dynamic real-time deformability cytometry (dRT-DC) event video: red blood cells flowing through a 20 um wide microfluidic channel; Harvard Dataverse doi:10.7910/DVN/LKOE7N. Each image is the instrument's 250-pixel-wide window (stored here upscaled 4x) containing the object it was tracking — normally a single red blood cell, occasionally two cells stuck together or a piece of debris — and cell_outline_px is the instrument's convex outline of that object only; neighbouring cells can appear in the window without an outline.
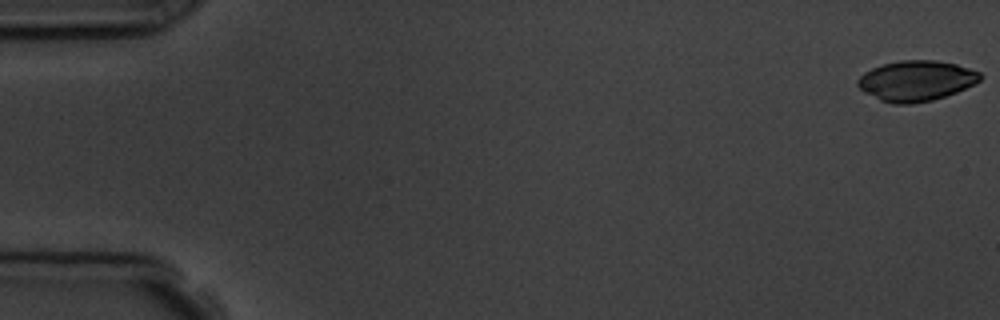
{"species": "common noctule bat (a hibernating species)", "species_latin": "Nyctalus noctula", "temperature_condition": "room temperature", "stored_images_in_passage": 4, "camera_frame_rate_fps": 3000, "um_per_image_px": 0.085, "animal": {"sex": "male", "body_mass_g": 19.5, "forearm_length_mm": 54.6}, "frame": {"image": 1, "passage_image": 1, "time_ms": 0.0, "image_size_px": [1000, 320], "cell_outline_px": [[980, 80], [956, 92], [932, 100], [912, 104], [892, 104], [880, 100], [864, 92], [856, 84], [856, 80], [864, 72], [872, 68], [884, 64], [900, 60], [936, 60], [956, 64], [980, 72]], "centroid_in_image_um": [77.83, 6.87], "position_along_channel_um": 7.2, "area_um2": 28.67}}
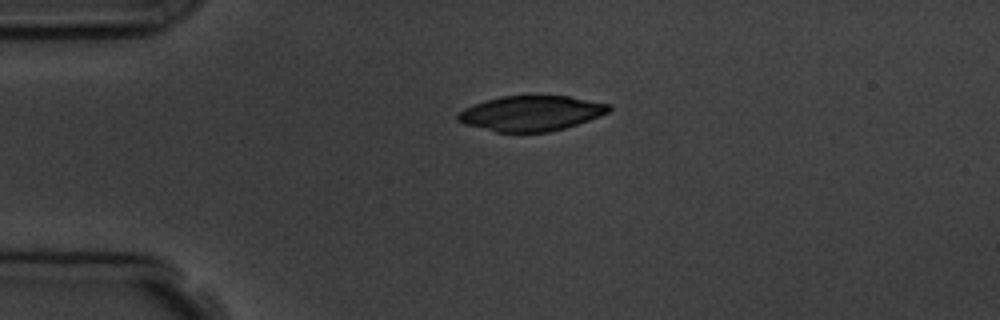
{"frame": {"image": 2, "passage_image": 4, "time_ms": 4.0, "image_size_px": [1000, 320], "cell_outline_px": [[612, 108], [608, 112], [600, 116], [564, 128], [548, 132], [496, 132], [464, 124], [456, 120], [456, 116], [464, 108], [472, 104], [484, 100], [500, 96], [568, 96], [612, 104]], "centroid_in_image_um": [45.12, 9.62], "position_along_channel_um": 39.9, "area_um2": 31.04}}